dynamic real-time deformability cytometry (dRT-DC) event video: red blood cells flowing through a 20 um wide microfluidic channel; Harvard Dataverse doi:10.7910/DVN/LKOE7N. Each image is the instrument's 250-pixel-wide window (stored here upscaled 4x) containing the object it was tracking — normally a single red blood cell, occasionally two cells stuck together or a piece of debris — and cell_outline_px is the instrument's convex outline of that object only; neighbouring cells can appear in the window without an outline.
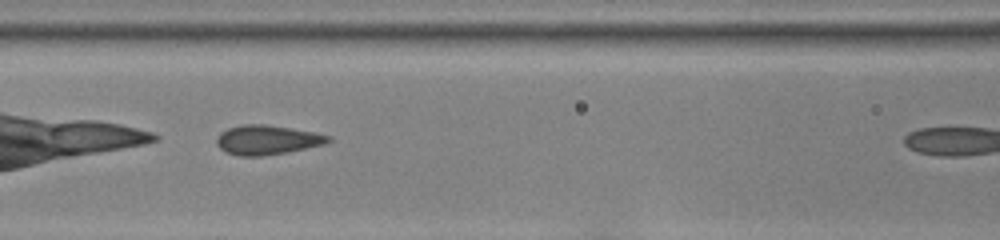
{"species": "common noctule bat (a hibernating species)", "species_latin": "Nyctalus noctula", "temperature_condition": "room temperature", "stored_images_in_passage": 27, "camera_frame_rate_fps": 3000, "um_per_image_px": 0.085, "animal": {"sex": "female", "body_mass_g": 22.0, "forearm_length_mm": 56.7}, "frame": {"image": 1, "passage_image": 7, "time_ms": 2.0, "image_size_px": [1000, 240], "cell_outline_px": [[332, 140], [324, 144], [288, 152], [260, 156], [240, 156], [228, 152], [220, 148], [216, 144], [216, 140], [220, 132], [228, 128], [240, 124], [264, 124], [312, 132], [332, 136]], "centroid_in_image_um": [22.69, 11.89], "position_along_channel_um": 143.9, "area_um2": 19.02}}
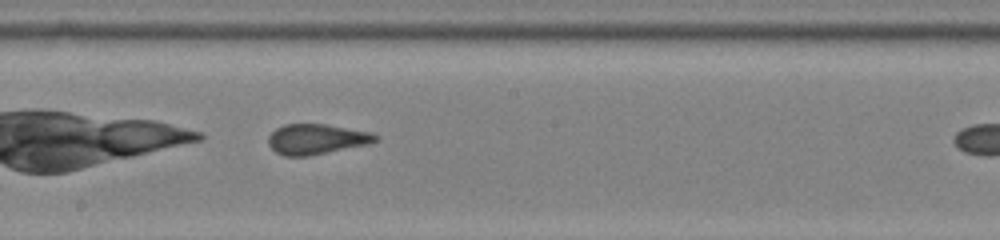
{"frame": {"image": 2, "passage_image": 13, "time_ms": 4.0, "image_size_px": [1000, 240], "cell_outline_px": [[376, 140], [368, 144], [308, 156], [284, 156], [276, 152], [268, 144], [268, 136], [276, 128], [284, 124], [324, 124], [372, 132], [376, 136]], "centroid_in_image_um": [26.85, 11.82], "position_along_channel_um": 221.3, "area_um2": 18.73}}
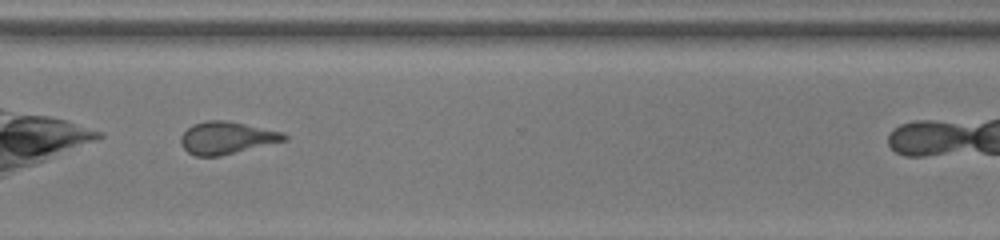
{"frame": {"image": 3, "passage_image": 23, "time_ms": 7.333, "image_size_px": [1000, 240], "cell_outline_px": [[288, 140], [220, 156], [196, 156], [188, 152], [180, 144], [180, 136], [192, 124], [208, 120], [224, 120], [284, 132], [288, 136]], "centroid_in_image_um": [19.27, 11.72], "position_along_channel_um": 351.3, "area_um2": 19.48}}